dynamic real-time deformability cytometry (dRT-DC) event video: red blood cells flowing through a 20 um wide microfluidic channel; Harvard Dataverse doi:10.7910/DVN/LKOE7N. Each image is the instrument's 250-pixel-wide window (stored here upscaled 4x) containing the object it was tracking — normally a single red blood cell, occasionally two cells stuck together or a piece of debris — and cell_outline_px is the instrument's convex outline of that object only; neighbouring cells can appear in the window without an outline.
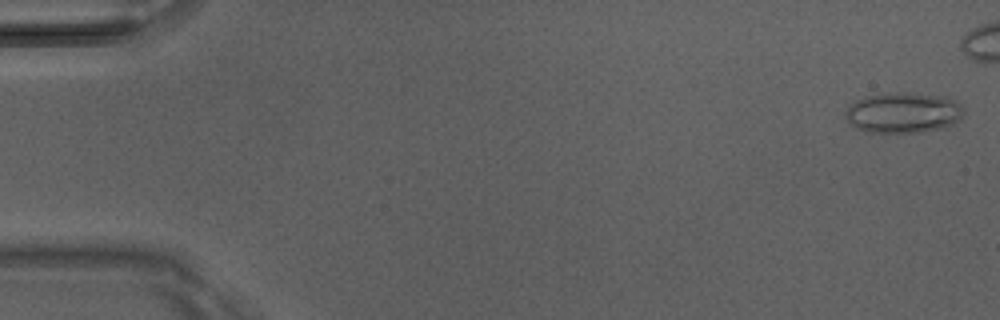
{"species": "Egyptian fruit bat (a non-hibernating species)", "species_latin": "Rousettus aegyptiacus", "temperature_condition": "room temperature", "stored_images_in_passage": 9, "camera_frame_rate_fps": 3000, "um_per_image_px": 0.085, "animal": {"sex": "male"}, "frame": {"image": 1, "passage_image": 1, "time_ms": 0.0, "image_size_px": [1000, 320], "cell_outline_px": [[964, 112], [960, 120], [952, 124], [940, 128], [920, 132], [864, 132], [856, 128], [844, 116], [844, 112], [848, 104], [856, 100], [868, 96], [896, 92], [916, 92], [948, 96], [956, 100], [964, 108]], "centroid_in_image_um": [76.79, 9.55], "position_along_channel_um": 8.2, "area_um2": 28.38}}